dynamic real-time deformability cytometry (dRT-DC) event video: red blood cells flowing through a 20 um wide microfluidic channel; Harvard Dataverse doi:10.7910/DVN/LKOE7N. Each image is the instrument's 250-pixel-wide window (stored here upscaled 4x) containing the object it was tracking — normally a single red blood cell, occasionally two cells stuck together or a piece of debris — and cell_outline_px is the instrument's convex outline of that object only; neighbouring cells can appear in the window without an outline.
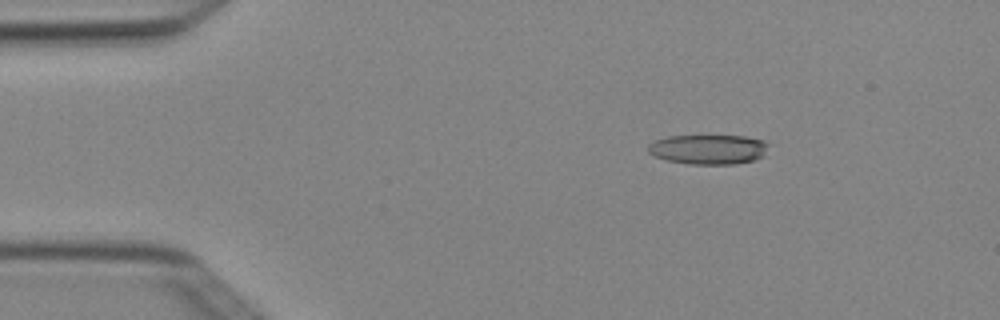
{"species": "Egyptian fruit bat (a non-hibernating species)", "species_latin": "Rousettus aegyptiacus", "temperature_condition": "cold", "stored_images_in_passage": 5, "camera_frame_rate_fps": 3000, "um_per_image_px": 0.085, "animal": {"sex": "female"}, "frame": {"image": 1, "passage_image": 2, "time_ms": 0.333, "image_size_px": [1000, 320], "cell_outline_px": [[768, 144], [764, 156], [756, 160], [736, 164], [688, 164], [664, 160], [648, 152], [648, 144], [656, 140], [668, 136], [744, 136], [764, 140]], "centroid_in_image_um": [60.23, 12.7], "position_along_channel_um": 24.8, "area_um2": 20.98}}